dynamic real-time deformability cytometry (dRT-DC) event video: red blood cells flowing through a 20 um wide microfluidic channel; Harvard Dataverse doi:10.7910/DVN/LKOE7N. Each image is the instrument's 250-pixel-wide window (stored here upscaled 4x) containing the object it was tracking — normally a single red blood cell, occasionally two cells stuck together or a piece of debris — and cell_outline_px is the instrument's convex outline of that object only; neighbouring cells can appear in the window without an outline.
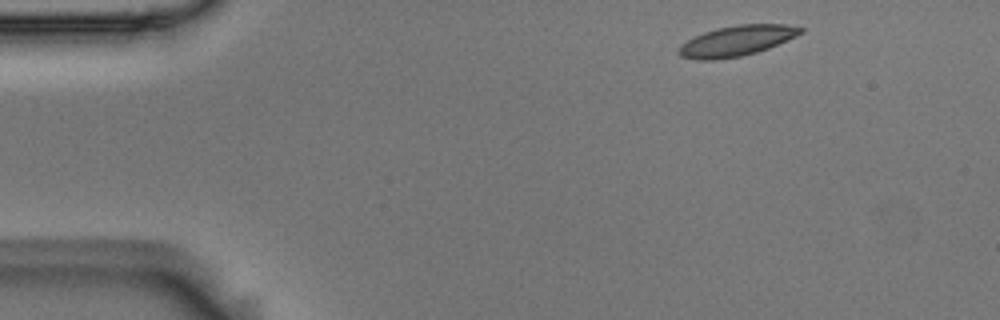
{"species": "Egyptian fruit bat (a non-hibernating species)", "species_latin": "Rousettus aegyptiacus", "temperature_condition": "room temperature", "stored_images_in_passage": 49, "camera_frame_rate_fps": 3000, "um_per_image_px": 0.085, "animal": {"sex": "male"}, "frame": {"image": 1, "passage_image": 1, "time_ms": 0.0, "image_size_px": [1000, 320], "cell_outline_px": [[804, 32], [796, 36], [768, 48], [756, 52], [740, 56], [712, 60], [696, 60], [680, 56], [676, 52], [676, 48], [680, 44], [704, 32], [716, 28], [736, 24], [788, 24], [804, 28]], "centroid_in_image_um": [62.59, 3.46], "position_along_channel_um": 22.4, "area_um2": 21.68}}
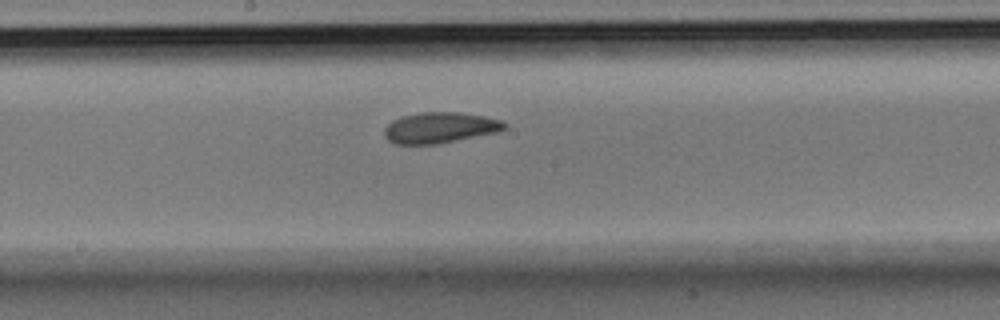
{"frame": {"image": 2, "passage_image": 23, "time_ms": 7.333, "image_size_px": [1000, 320], "cell_outline_px": [[508, 128], [500, 132], [436, 144], [396, 144], [388, 140], [384, 136], [384, 128], [392, 120], [400, 116], [420, 112], [460, 112], [484, 116], [500, 120], [508, 124]], "centroid_in_image_um": [37.41, 10.85], "position_along_channel_um": 210.8, "area_um2": 21.85}}
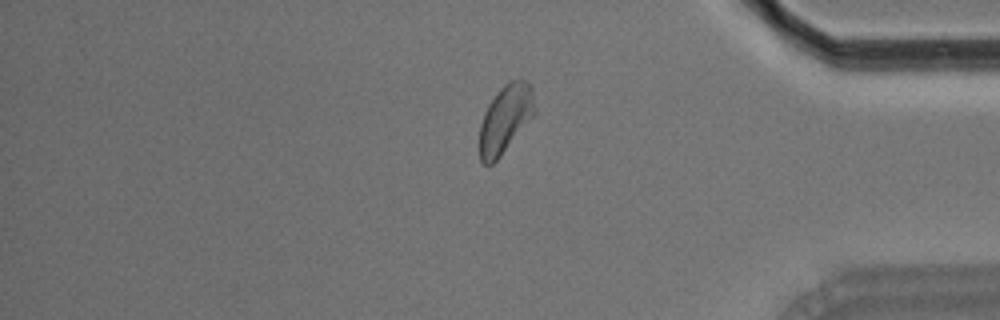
{"frame": {"image": 3, "passage_image": 40, "time_ms": 13.0, "image_size_px": [1000, 320], "cell_outline_px": [[536, 112], [500, 156], [492, 164], [484, 164], [480, 160], [480, 124], [484, 112], [488, 104], [496, 92], [504, 84], [512, 80], [524, 80], [532, 88]], "centroid_in_image_um": [42.94, 10.09], "position_along_channel_um": 392.3, "area_um2": 21.56}, "authors_computed_cell_mechanics": {"area_um2": 21.675, "velocity_mm_per_s": 3.6317, "shape_relaxation_time_tau1_ms": 4.9009, "shape_relaxation_time_tau2_ms": 2.7098, "deformation_change_tau1": 0.118, "deformation_change_tau2": 0.0764}}